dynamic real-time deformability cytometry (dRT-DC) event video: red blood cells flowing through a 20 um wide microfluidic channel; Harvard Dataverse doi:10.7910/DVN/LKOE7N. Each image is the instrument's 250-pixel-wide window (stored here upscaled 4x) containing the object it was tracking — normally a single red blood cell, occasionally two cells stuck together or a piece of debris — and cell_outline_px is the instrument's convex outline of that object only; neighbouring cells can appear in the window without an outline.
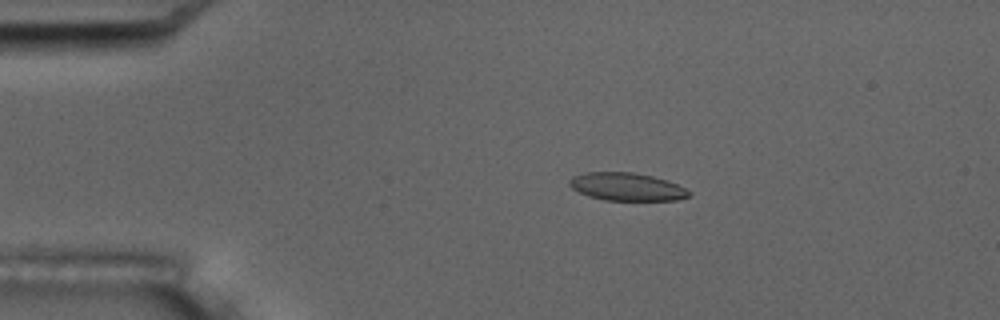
{"species": "common noctule bat (a hibernating species)", "species_latin": "Nyctalus noctula", "temperature_condition": "room temperature", "stored_images_in_passage": 4, "camera_frame_rate_fps": 3000, "um_per_image_px": 0.085, "animal": {"sex": "male", "body_mass_g": 17.5, "forearm_length_mm": 52.3}, "frame": {"image": 1, "passage_image": 3, "time_ms": 3.0, "image_size_px": [1000, 320], "cell_outline_px": [[692, 192], [688, 196], [676, 200], [604, 200], [588, 196], [572, 188], [568, 184], [568, 180], [572, 176], [584, 172], [632, 172], [652, 176], [668, 180]], "centroid_in_image_um": [53.24, 15.86], "position_along_channel_um": 31.8, "area_um2": 19.42}}